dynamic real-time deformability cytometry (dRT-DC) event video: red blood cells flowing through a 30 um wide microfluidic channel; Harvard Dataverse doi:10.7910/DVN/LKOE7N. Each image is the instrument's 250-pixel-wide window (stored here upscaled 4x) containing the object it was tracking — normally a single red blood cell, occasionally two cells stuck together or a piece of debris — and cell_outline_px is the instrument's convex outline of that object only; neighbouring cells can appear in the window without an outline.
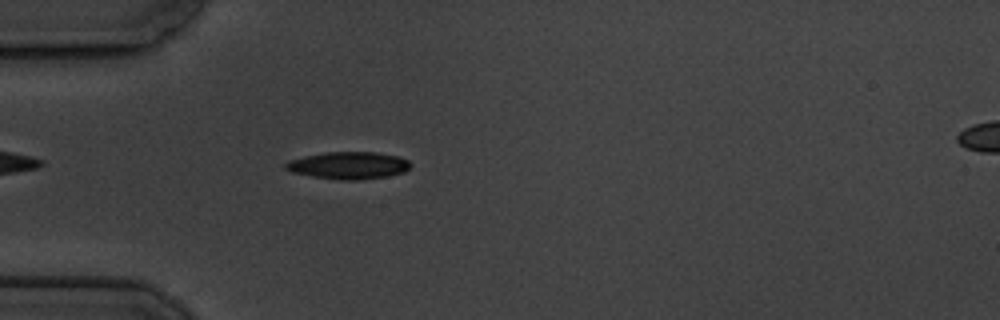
{"species": "common noctule bat (a hibernating species)", "species_latin": "Nyctalus noctula", "temperature_condition": "cold", "stored_images_in_passage": 6, "segment_of_instrument_passage": [1, 2], "camera_frame_rate_fps": 3000, "um_per_image_px": 0.085, "animal": {"sex": "male", "body_mass_g": 19.5, "forearm_length_mm": 54.6}, "frame": {"image": 1, "passage_image": 5, "time_ms": 4.333, "image_size_px": [1000, 320], "cell_outline_px": [[412, 164], [404, 172], [388, 176], [360, 180], [340, 180], [312, 176], [292, 172], [284, 168], [284, 164], [288, 160], [304, 156], [324, 152], [376, 152], [400, 156], [408, 160]], "centroid_in_image_um": [29.63, 14.05], "position_along_channel_um": 55.4, "area_um2": 20.0}}